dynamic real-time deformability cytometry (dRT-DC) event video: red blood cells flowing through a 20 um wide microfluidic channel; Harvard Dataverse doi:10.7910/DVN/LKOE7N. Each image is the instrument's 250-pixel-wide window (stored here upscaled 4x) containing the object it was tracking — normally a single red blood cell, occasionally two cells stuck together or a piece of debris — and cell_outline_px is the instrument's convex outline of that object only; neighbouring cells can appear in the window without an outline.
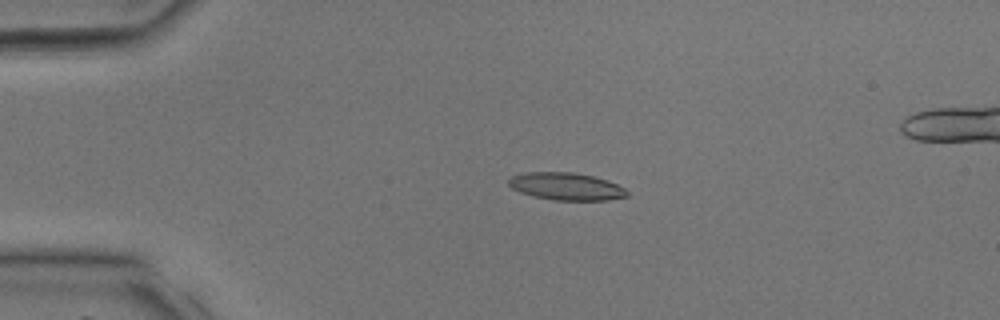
{"species": "common noctule bat (a hibernating species)", "species_latin": "Nyctalus noctula", "temperature_condition": "room temperature", "stored_images_in_passage": 39, "camera_frame_rate_fps": 3000, "um_per_image_px": 0.085, "animal": {"sex": "male", "body_mass_g": 17.9, "forearm_length_mm": 54.2}, "frame": {"image": 1, "passage_image": 9, "time_ms": 2.667, "image_size_px": [1000, 320], "cell_outline_px": [[628, 196], [608, 200], [552, 200], [532, 196], [520, 192], [512, 188], [508, 184], [508, 180], [512, 176], [528, 172], [572, 172], [592, 176], [608, 180], [624, 188], [628, 192]], "centroid_in_image_um": [48.12, 15.85], "position_along_channel_um": 36.9, "area_um2": 18.9}}
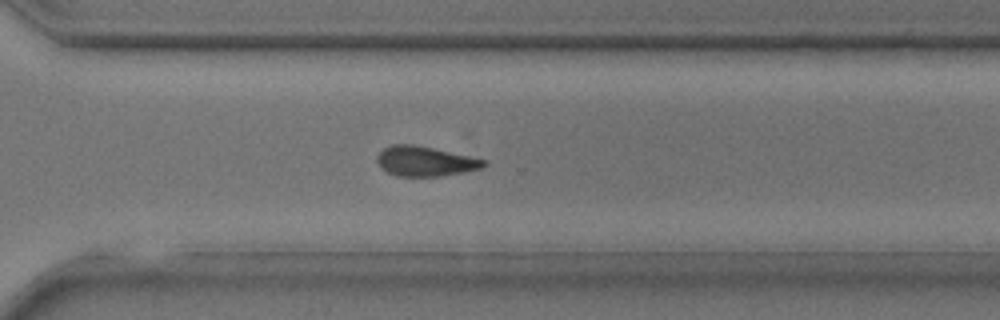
{"frame": {"image": 2, "passage_image": 28, "time_ms": 9.0, "image_size_px": [1000, 320], "cell_outline_px": [[488, 164], [480, 168], [464, 172], [440, 176], [396, 176], [380, 168], [376, 160], [376, 156], [384, 148], [392, 144], [412, 144], [432, 148], [488, 160]], "centroid_in_image_um": [36.12, 13.71], "position_along_channel_um": 334.5, "area_um2": 18.55}}
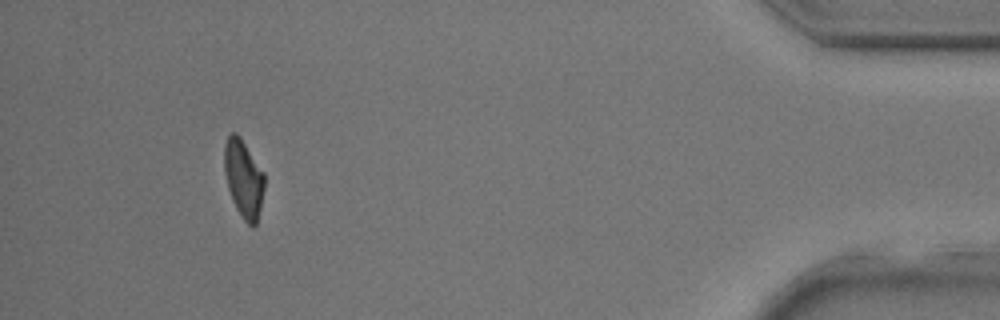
{"frame": {"image": 3, "passage_image": 36, "time_ms": 11.667, "image_size_px": [1000, 320], "cell_outline_px": [[264, 188], [260, 208], [256, 224], [252, 228], [244, 220], [236, 208], [232, 200], [228, 188], [224, 168], [224, 144], [228, 136], [232, 132], [236, 132], [240, 136], [264, 172]], "centroid_in_image_um": [20.7, 15.16], "position_along_channel_um": 414.5, "area_um2": 18.15}}